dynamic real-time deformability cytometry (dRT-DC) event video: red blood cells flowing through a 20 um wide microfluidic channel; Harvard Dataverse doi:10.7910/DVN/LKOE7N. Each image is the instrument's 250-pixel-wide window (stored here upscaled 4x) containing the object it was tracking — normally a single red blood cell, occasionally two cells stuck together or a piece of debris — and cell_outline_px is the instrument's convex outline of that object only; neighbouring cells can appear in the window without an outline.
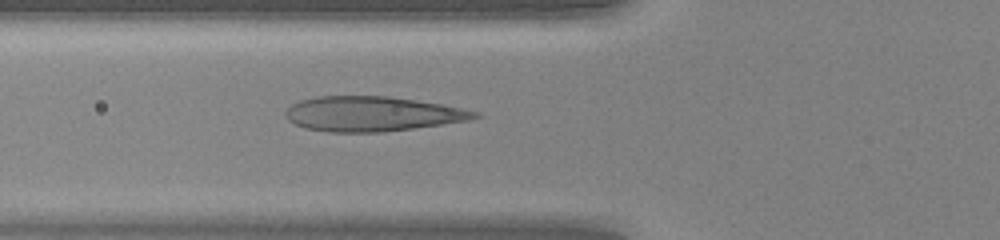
{"species": "human", "species_latin": "Homo sapiens", "temperature_condition": "warm", "stored_images_in_passage": 49, "camera_frame_rate_fps": 3000, "um_per_image_px": 0.085, "donor": {"sex": "female"}, "frame": {"image": 1, "passage_image": 19, "time_ms": 6.0, "image_size_px": [1000, 240], "cell_outline_px": [[480, 116], [468, 120], [384, 132], [328, 132], [304, 128], [288, 120], [284, 116], [284, 112], [292, 104], [300, 100], [316, 96], [388, 96], [416, 100], [440, 104], [480, 112]], "centroid_in_image_um": [31.57, 9.67], "position_along_channel_um": 94.2, "area_um2": 38.26}}
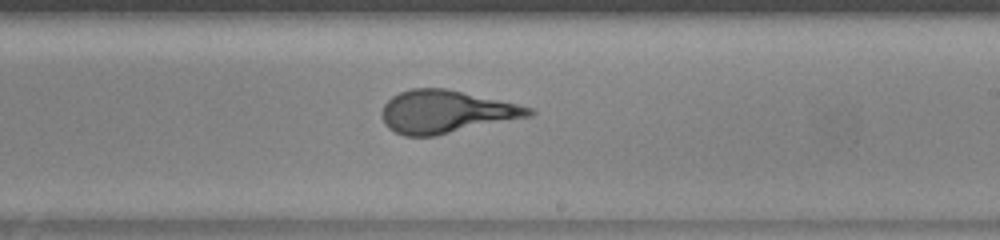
{"frame": {"image": 2, "passage_image": 30, "time_ms": 9.667, "image_size_px": [1000, 240], "cell_outline_px": [[536, 112], [532, 116], [436, 136], [404, 136], [388, 128], [384, 124], [380, 116], [380, 112], [384, 104], [392, 96], [400, 92], [412, 88], [444, 88], [516, 104], [532, 108]], "centroid_in_image_um": [37.87, 9.51], "position_along_channel_um": 251.1, "area_um2": 36.65}}
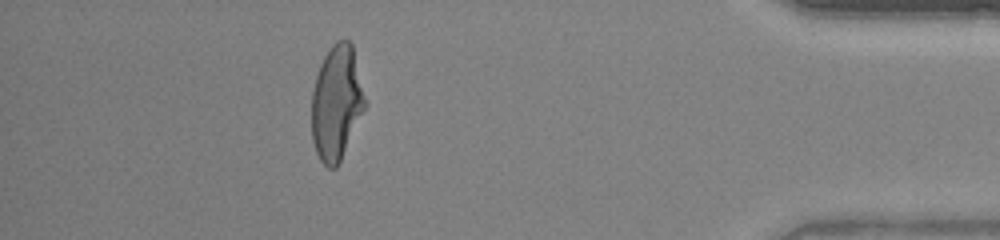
{"frame": {"image": 3, "passage_image": 44, "time_ms": 14.333, "image_size_px": [1000, 240], "cell_outline_px": [[368, 104], [336, 168], [328, 168], [320, 160], [316, 152], [312, 140], [312, 92], [316, 76], [320, 64], [324, 56], [332, 44], [336, 40], [348, 40], [352, 44]], "centroid_in_image_um": [28.62, 8.73], "position_along_channel_um": 406.6, "area_um2": 35.84}}